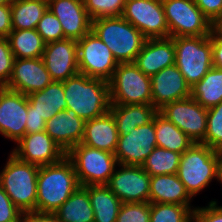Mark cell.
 Here are the masks:
<instances>
[{
  "mask_svg": "<svg viewBox=\"0 0 222 222\" xmlns=\"http://www.w3.org/2000/svg\"><path fill=\"white\" fill-rule=\"evenodd\" d=\"M66 108L74 110L84 121L98 118L110 110L108 81L78 73L63 81Z\"/></svg>",
  "mask_w": 222,
  "mask_h": 222,
  "instance_id": "6da1fadb",
  "label": "cell"
},
{
  "mask_svg": "<svg viewBox=\"0 0 222 222\" xmlns=\"http://www.w3.org/2000/svg\"><path fill=\"white\" fill-rule=\"evenodd\" d=\"M79 186L74 165L67 156L39 167L36 211L54 213Z\"/></svg>",
  "mask_w": 222,
  "mask_h": 222,
  "instance_id": "7a4b0ae2",
  "label": "cell"
},
{
  "mask_svg": "<svg viewBox=\"0 0 222 222\" xmlns=\"http://www.w3.org/2000/svg\"><path fill=\"white\" fill-rule=\"evenodd\" d=\"M91 31L109 47L118 63H134L147 39L122 16L93 19Z\"/></svg>",
  "mask_w": 222,
  "mask_h": 222,
  "instance_id": "3957f363",
  "label": "cell"
},
{
  "mask_svg": "<svg viewBox=\"0 0 222 222\" xmlns=\"http://www.w3.org/2000/svg\"><path fill=\"white\" fill-rule=\"evenodd\" d=\"M0 170V185L23 213L36 211L39 166L20 161L10 152Z\"/></svg>",
  "mask_w": 222,
  "mask_h": 222,
  "instance_id": "277c9868",
  "label": "cell"
},
{
  "mask_svg": "<svg viewBox=\"0 0 222 222\" xmlns=\"http://www.w3.org/2000/svg\"><path fill=\"white\" fill-rule=\"evenodd\" d=\"M219 151L194 143L181 154L177 175L194 198L216 180Z\"/></svg>",
  "mask_w": 222,
  "mask_h": 222,
  "instance_id": "5b68a950",
  "label": "cell"
},
{
  "mask_svg": "<svg viewBox=\"0 0 222 222\" xmlns=\"http://www.w3.org/2000/svg\"><path fill=\"white\" fill-rule=\"evenodd\" d=\"M175 65L193 87L213 67L211 34L174 37Z\"/></svg>",
  "mask_w": 222,
  "mask_h": 222,
  "instance_id": "8992f818",
  "label": "cell"
},
{
  "mask_svg": "<svg viewBox=\"0 0 222 222\" xmlns=\"http://www.w3.org/2000/svg\"><path fill=\"white\" fill-rule=\"evenodd\" d=\"M66 156L72 161L80 186L107 185L118 162L114 153L75 145Z\"/></svg>",
  "mask_w": 222,
  "mask_h": 222,
  "instance_id": "52a82bcc",
  "label": "cell"
},
{
  "mask_svg": "<svg viewBox=\"0 0 222 222\" xmlns=\"http://www.w3.org/2000/svg\"><path fill=\"white\" fill-rule=\"evenodd\" d=\"M108 83L111 104H152L151 77L134 63H119Z\"/></svg>",
  "mask_w": 222,
  "mask_h": 222,
  "instance_id": "ba28073f",
  "label": "cell"
},
{
  "mask_svg": "<svg viewBox=\"0 0 222 222\" xmlns=\"http://www.w3.org/2000/svg\"><path fill=\"white\" fill-rule=\"evenodd\" d=\"M170 37L206 36L212 32L211 21L193 0H162Z\"/></svg>",
  "mask_w": 222,
  "mask_h": 222,
  "instance_id": "9c48e42d",
  "label": "cell"
},
{
  "mask_svg": "<svg viewBox=\"0 0 222 222\" xmlns=\"http://www.w3.org/2000/svg\"><path fill=\"white\" fill-rule=\"evenodd\" d=\"M78 70L88 77L109 81L119 64L109 47L92 31L77 40Z\"/></svg>",
  "mask_w": 222,
  "mask_h": 222,
  "instance_id": "30bf717a",
  "label": "cell"
},
{
  "mask_svg": "<svg viewBox=\"0 0 222 222\" xmlns=\"http://www.w3.org/2000/svg\"><path fill=\"white\" fill-rule=\"evenodd\" d=\"M122 17L147 39L170 37L162 0H126Z\"/></svg>",
  "mask_w": 222,
  "mask_h": 222,
  "instance_id": "8fae6325",
  "label": "cell"
},
{
  "mask_svg": "<svg viewBox=\"0 0 222 222\" xmlns=\"http://www.w3.org/2000/svg\"><path fill=\"white\" fill-rule=\"evenodd\" d=\"M159 112L175 124L194 143H202L206 135L207 108L194 98L173 101L166 104Z\"/></svg>",
  "mask_w": 222,
  "mask_h": 222,
  "instance_id": "7c38bea8",
  "label": "cell"
},
{
  "mask_svg": "<svg viewBox=\"0 0 222 222\" xmlns=\"http://www.w3.org/2000/svg\"><path fill=\"white\" fill-rule=\"evenodd\" d=\"M156 146L155 121L152 120L128 134L119 135L114 154L118 164L142 166Z\"/></svg>",
  "mask_w": 222,
  "mask_h": 222,
  "instance_id": "4fadbf2b",
  "label": "cell"
},
{
  "mask_svg": "<svg viewBox=\"0 0 222 222\" xmlns=\"http://www.w3.org/2000/svg\"><path fill=\"white\" fill-rule=\"evenodd\" d=\"M107 186L122 203L149 202L150 175L141 166L118 164Z\"/></svg>",
  "mask_w": 222,
  "mask_h": 222,
  "instance_id": "5bb4252c",
  "label": "cell"
},
{
  "mask_svg": "<svg viewBox=\"0 0 222 222\" xmlns=\"http://www.w3.org/2000/svg\"><path fill=\"white\" fill-rule=\"evenodd\" d=\"M27 96L6 87L0 89V135L15 144L26 134Z\"/></svg>",
  "mask_w": 222,
  "mask_h": 222,
  "instance_id": "9a60e30c",
  "label": "cell"
},
{
  "mask_svg": "<svg viewBox=\"0 0 222 222\" xmlns=\"http://www.w3.org/2000/svg\"><path fill=\"white\" fill-rule=\"evenodd\" d=\"M11 150L20 161L36 166H46L59 162L66 153L45 132L25 134Z\"/></svg>",
  "mask_w": 222,
  "mask_h": 222,
  "instance_id": "2e32d148",
  "label": "cell"
},
{
  "mask_svg": "<svg viewBox=\"0 0 222 222\" xmlns=\"http://www.w3.org/2000/svg\"><path fill=\"white\" fill-rule=\"evenodd\" d=\"M41 58L52 81L63 82L79 73L77 40L63 39L46 43Z\"/></svg>",
  "mask_w": 222,
  "mask_h": 222,
  "instance_id": "e0dca14e",
  "label": "cell"
},
{
  "mask_svg": "<svg viewBox=\"0 0 222 222\" xmlns=\"http://www.w3.org/2000/svg\"><path fill=\"white\" fill-rule=\"evenodd\" d=\"M52 82L42 58L14 59L6 88L28 96L43 90Z\"/></svg>",
  "mask_w": 222,
  "mask_h": 222,
  "instance_id": "ac0fdd59",
  "label": "cell"
},
{
  "mask_svg": "<svg viewBox=\"0 0 222 222\" xmlns=\"http://www.w3.org/2000/svg\"><path fill=\"white\" fill-rule=\"evenodd\" d=\"M152 104L159 111L166 104L191 97V88L174 64L151 77Z\"/></svg>",
  "mask_w": 222,
  "mask_h": 222,
  "instance_id": "d6986e66",
  "label": "cell"
},
{
  "mask_svg": "<svg viewBox=\"0 0 222 222\" xmlns=\"http://www.w3.org/2000/svg\"><path fill=\"white\" fill-rule=\"evenodd\" d=\"M48 9L61 23L66 39L79 40L92 28L83 0H47Z\"/></svg>",
  "mask_w": 222,
  "mask_h": 222,
  "instance_id": "ffe728a7",
  "label": "cell"
},
{
  "mask_svg": "<svg viewBox=\"0 0 222 222\" xmlns=\"http://www.w3.org/2000/svg\"><path fill=\"white\" fill-rule=\"evenodd\" d=\"M84 126L85 121L74 110L66 108L46 121L45 132L67 154L81 143Z\"/></svg>",
  "mask_w": 222,
  "mask_h": 222,
  "instance_id": "44dd1931",
  "label": "cell"
},
{
  "mask_svg": "<svg viewBox=\"0 0 222 222\" xmlns=\"http://www.w3.org/2000/svg\"><path fill=\"white\" fill-rule=\"evenodd\" d=\"M134 64L147 76L175 64V47L172 37L148 38L136 56Z\"/></svg>",
  "mask_w": 222,
  "mask_h": 222,
  "instance_id": "7402d4cb",
  "label": "cell"
},
{
  "mask_svg": "<svg viewBox=\"0 0 222 222\" xmlns=\"http://www.w3.org/2000/svg\"><path fill=\"white\" fill-rule=\"evenodd\" d=\"M192 200L177 173L150 176V203L186 205L193 211L196 207L191 206Z\"/></svg>",
  "mask_w": 222,
  "mask_h": 222,
  "instance_id": "603a6c76",
  "label": "cell"
},
{
  "mask_svg": "<svg viewBox=\"0 0 222 222\" xmlns=\"http://www.w3.org/2000/svg\"><path fill=\"white\" fill-rule=\"evenodd\" d=\"M118 136L115 120L112 114L108 112L101 117L85 121L81 143L92 148L114 153Z\"/></svg>",
  "mask_w": 222,
  "mask_h": 222,
  "instance_id": "cb8c5ba5",
  "label": "cell"
},
{
  "mask_svg": "<svg viewBox=\"0 0 222 222\" xmlns=\"http://www.w3.org/2000/svg\"><path fill=\"white\" fill-rule=\"evenodd\" d=\"M109 112L115 120L118 135H125L133 128L151 122L158 110L153 104H111Z\"/></svg>",
  "mask_w": 222,
  "mask_h": 222,
  "instance_id": "d4e9b609",
  "label": "cell"
},
{
  "mask_svg": "<svg viewBox=\"0 0 222 222\" xmlns=\"http://www.w3.org/2000/svg\"><path fill=\"white\" fill-rule=\"evenodd\" d=\"M27 100L32 106V112L48 121L54 115L66 109L63 82L52 81L43 90L28 95Z\"/></svg>",
  "mask_w": 222,
  "mask_h": 222,
  "instance_id": "484cf974",
  "label": "cell"
},
{
  "mask_svg": "<svg viewBox=\"0 0 222 222\" xmlns=\"http://www.w3.org/2000/svg\"><path fill=\"white\" fill-rule=\"evenodd\" d=\"M54 214L60 222H94L89 186H79Z\"/></svg>",
  "mask_w": 222,
  "mask_h": 222,
  "instance_id": "4316f807",
  "label": "cell"
},
{
  "mask_svg": "<svg viewBox=\"0 0 222 222\" xmlns=\"http://www.w3.org/2000/svg\"><path fill=\"white\" fill-rule=\"evenodd\" d=\"M157 146L182 154L194 142L159 111L154 115Z\"/></svg>",
  "mask_w": 222,
  "mask_h": 222,
  "instance_id": "83f0119b",
  "label": "cell"
},
{
  "mask_svg": "<svg viewBox=\"0 0 222 222\" xmlns=\"http://www.w3.org/2000/svg\"><path fill=\"white\" fill-rule=\"evenodd\" d=\"M13 30L36 29L48 9L47 0H11Z\"/></svg>",
  "mask_w": 222,
  "mask_h": 222,
  "instance_id": "f1b7e54d",
  "label": "cell"
},
{
  "mask_svg": "<svg viewBox=\"0 0 222 222\" xmlns=\"http://www.w3.org/2000/svg\"><path fill=\"white\" fill-rule=\"evenodd\" d=\"M89 198L94 222H116L122 202L107 185L89 186Z\"/></svg>",
  "mask_w": 222,
  "mask_h": 222,
  "instance_id": "f546056e",
  "label": "cell"
},
{
  "mask_svg": "<svg viewBox=\"0 0 222 222\" xmlns=\"http://www.w3.org/2000/svg\"><path fill=\"white\" fill-rule=\"evenodd\" d=\"M7 39L14 58L33 59L42 57L46 43L36 29L12 30Z\"/></svg>",
  "mask_w": 222,
  "mask_h": 222,
  "instance_id": "4dcf8cb0",
  "label": "cell"
},
{
  "mask_svg": "<svg viewBox=\"0 0 222 222\" xmlns=\"http://www.w3.org/2000/svg\"><path fill=\"white\" fill-rule=\"evenodd\" d=\"M191 97L207 109L222 102V69L212 67L191 87Z\"/></svg>",
  "mask_w": 222,
  "mask_h": 222,
  "instance_id": "1f68e13d",
  "label": "cell"
},
{
  "mask_svg": "<svg viewBox=\"0 0 222 222\" xmlns=\"http://www.w3.org/2000/svg\"><path fill=\"white\" fill-rule=\"evenodd\" d=\"M181 154L156 146L146 158L142 168L150 175L176 174Z\"/></svg>",
  "mask_w": 222,
  "mask_h": 222,
  "instance_id": "d6a6232c",
  "label": "cell"
},
{
  "mask_svg": "<svg viewBox=\"0 0 222 222\" xmlns=\"http://www.w3.org/2000/svg\"><path fill=\"white\" fill-rule=\"evenodd\" d=\"M150 222H193V211L186 205L150 203Z\"/></svg>",
  "mask_w": 222,
  "mask_h": 222,
  "instance_id": "836d02e7",
  "label": "cell"
},
{
  "mask_svg": "<svg viewBox=\"0 0 222 222\" xmlns=\"http://www.w3.org/2000/svg\"><path fill=\"white\" fill-rule=\"evenodd\" d=\"M202 144L222 152V102L207 109L206 135Z\"/></svg>",
  "mask_w": 222,
  "mask_h": 222,
  "instance_id": "e575fe53",
  "label": "cell"
},
{
  "mask_svg": "<svg viewBox=\"0 0 222 222\" xmlns=\"http://www.w3.org/2000/svg\"><path fill=\"white\" fill-rule=\"evenodd\" d=\"M126 0H83L90 18L122 16Z\"/></svg>",
  "mask_w": 222,
  "mask_h": 222,
  "instance_id": "d590c367",
  "label": "cell"
},
{
  "mask_svg": "<svg viewBox=\"0 0 222 222\" xmlns=\"http://www.w3.org/2000/svg\"><path fill=\"white\" fill-rule=\"evenodd\" d=\"M36 30L45 43L66 39L60 21L49 9L38 22Z\"/></svg>",
  "mask_w": 222,
  "mask_h": 222,
  "instance_id": "8d00e7d4",
  "label": "cell"
},
{
  "mask_svg": "<svg viewBox=\"0 0 222 222\" xmlns=\"http://www.w3.org/2000/svg\"><path fill=\"white\" fill-rule=\"evenodd\" d=\"M116 222H150V202L122 203Z\"/></svg>",
  "mask_w": 222,
  "mask_h": 222,
  "instance_id": "74e56055",
  "label": "cell"
},
{
  "mask_svg": "<svg viewBox=\"0 0 222 222\" xmlns=\"http://www.w3.org/2000/svg\"><path fill=\"white\" fill-rule=\"evenodd\" d=\"M14 55L7 38H0V86L6 87L12 74Z\"/></svg>",
  "mask_w": 222,
  "mask_h": 222,
  "instance_id": "f35d334b",
  "label": "cell"
},
{
  "mask_svg": "<svg viewBox=\"0 0 222 222\" xmlns=\"http://www.w3.org/2000/svg\"><path fill=\"white\" fill-rule=\"evenodd\" d=\"M193 222H222V206L216 199L208 202L207 206H197L193 210Z\"/></svg>",
  "mask_w": 222,
  "mask_h": 222,
  "instance_id": "ab89813d",
  "label": "cell"
},
{
  "mask_svg": "<svg viewBox=\"0 0 222 222\" xmlns=\"http://www.w3.org/2000/svg\"><path fill=\"white\" fill-rule=\"evenodd\" d=\"M22 215L0 185V222H21Z\"/></svg>",
  "mask_w": 222,
  "mask_h": 222,
  "instance_id": "60d3db41",
  "label": "cell"
},
{
  "mask_svg": "<svg viewBox=\"0 0 222 222\" xmlns=\"http://www.w3.org/2000/svg\"><path fill=\"white\" fill-rule=\"evenodd\" d=\"M202 13L213 23L222 17V0H193Z\"/></svg>",
  "mask_w": 222,
  "mask_h": 222,
  "instance_id": "b9f144b4",
  "label": "cell"
},
{
  "mask_svg": "<svg viewBox=\"0 0 222 222\" xmlns=\"http://www.w3.org/2000/svg\"><path fill=\"white\" fill-rule=\"evenodd\" d=\"M26 134L45 131L46 121L42 116L32 112V106L27 100V118H26Z\"/></svg>",
  "mask_w": 222,
  "mask_h": 222,
  "instance_id": "7bdbcfd3",
  "label": "cell"
},
{
  "mask_svg": "<svg viewBox=\"0 0 222 222\" xmlns=\"http://www.w3.org/2000/svg\"><path fill=\"white\" fill-rule=\"evenodd\" d=\"M11 6H0V38H7L12 31Z\"/></svg>",
  "mask_w": 222,
  "mask_h": 222,
  "instance_id": "ee69618b",
  "label": "cell"
},
{
  "mask_svg": "<svg viewBox=\"0 0 222 222\" xmlns=\"http://www.w3.org/2000/svg\"><path fill=\"white\" fill-rule=\"evenodd\" d=\"M21 222H60V220L54 213L32 211L23 213Z\"/></svg>",
  "mask_w": 222,
  "mask_h": 222,
  "instance_id": "f6af8a7d",
  "label": "cell"
},
{
  "mask_svg": "<svg viewBox=\"0 0 222 222\" xmlns=\"http://www.w3.org/2000/svg\"><path fill=\"white\" fill-rule=\"evenodd\" d=\"M213 67L222 69V40L211 32Z\"/></svg>",
  "mask_w": 222,
  "mask_h": 222,
  "instance_id": "bcb514c9",
  "label": "cell"
},
{
  "mask_svg": "<svg viewBox=\"0 0 222 222\" xmlns=\"http://www.w3.org/2000/svg\"><path fill=\"white\" fill-rule=\"evenodd\" d=\"M212 32L220 39L222 40V17L216 19L212 23Z\"/></svg>",
  "mask_w": 222,
  "mask_h": 222,
  "instance_id": "7dc6e473",
  "label": "cell"
},
{
  "mask_svg": "<svg viewBox=\"0 0 222 222\" xmlns=\"http://www.w3.org/2000/svg\"><path fill=\"white\" fill-rule=\"evenodd\" d=\"M216 180L222 184V152L219 151Z\"/></svg>",
  "mask_w": 222,
  "mask_h": 222,
  "instance_id": "c3c4849f",
  "label": "cell"
},
{
  "mask_svg": "<svg viewBox=\"0 0 222 222\" xmlns=\"http://www.w3.org/2000/svg\"><path fill=\"white\" fill-rule=\"evenodd\" d=\"M11 0H0V6L1 5H10Z\"/></svg>",
  "mask_w": 222,
  "mask_h": 222,
  "instance_id": "681fc988",
  "label": "cell"
}]
</instances>
